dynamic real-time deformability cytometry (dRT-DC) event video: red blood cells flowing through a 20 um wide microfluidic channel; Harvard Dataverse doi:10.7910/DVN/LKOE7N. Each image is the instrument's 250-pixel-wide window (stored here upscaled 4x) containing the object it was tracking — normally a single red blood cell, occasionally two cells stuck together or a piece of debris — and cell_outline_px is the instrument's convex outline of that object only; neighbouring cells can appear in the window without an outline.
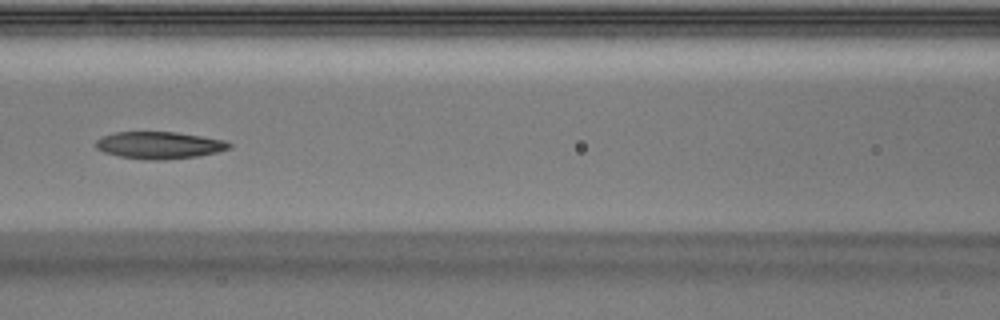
{"species": "Egyptian fruit bat (a non-hibernating species)", "species_latin": "Rousettus aegyptiacus", "temperature_condition": "warm", "stored_images_in_passage": 32, "camera_frame_rate_fps": 3000, "um_per_image_px": 0.085, "animal": {"sex": "male"}, "frame": {"image": 1, "passage_image": 10, "time_ms": 3.0, "image_size_px": [1000, 320], "cell_outline_px": [[232, 148], [216, 152], [196, 156], [164, 160], [152, 160], [120, 156], [104, 152], [96, 148], [96, 140], [104, 136], [116, 132], [176, 132], [224, 140], [232, 144]], "centroid_in_image_um": [13.56, 12.34], "position_along_channel_um": 153.0, "area_um2": 20.81}}
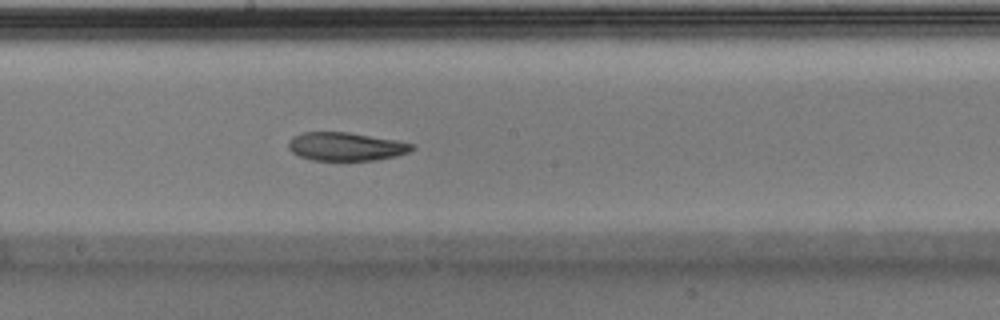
{"frame": {"image": 2, "passage_image": 14, "time_ms": 4.333, "image_size_px": [1000, 320], "cell_outline_px": [[416, 148], [408, 152], [396, 156], [376, 160], [312, 160], [300, 156], [292, 152], [288, 148], [288, 140], [292, 136], [304, 132], [348, 132], [396, 140], [416, 144]], "centroid_in_image_um": [29.41, 12.45], "position_along_channel_um": 218.8, "area_um2": 20.52}}